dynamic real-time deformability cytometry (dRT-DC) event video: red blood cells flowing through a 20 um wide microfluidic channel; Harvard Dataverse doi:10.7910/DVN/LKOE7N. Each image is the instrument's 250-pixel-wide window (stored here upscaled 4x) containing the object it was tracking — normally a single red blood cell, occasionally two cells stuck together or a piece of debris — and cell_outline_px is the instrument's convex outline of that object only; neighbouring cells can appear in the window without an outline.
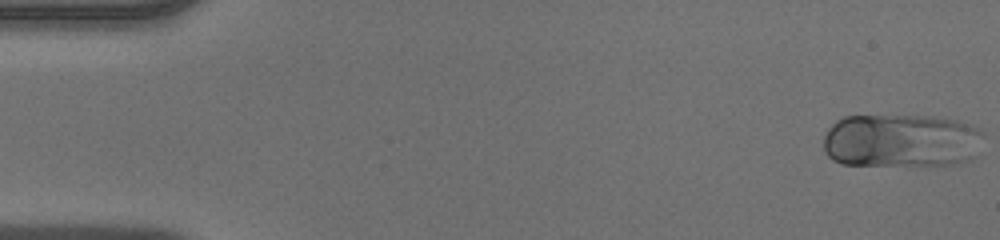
{"species": "human", "species_latin": "Homo sapiens", "temperature_condition": "warm", "stored_images_in_passage": 47, "camera_frame_rate_fps": 3000, "um_per_image_px": 0.085, "donor": {"sex": "male"}, "frame": {"image": 1, "passage_image": 1, "time_ms": 0.0, "image_size_px": [1000, 240], "cell_outline_px": [[984, 132], [976, 156], [972, 160], [956, 164], [840, 164], [832, 160], [824, 152], [824, 136], [828, 128], [836, 120], [844, 116], [932, 116], [956, 120], [972, 124], [980, 128]], "centroid_in_image_um": [76.63, 11.94], "position_along_channel_um": 8.4, "area_um2": 50.29}}
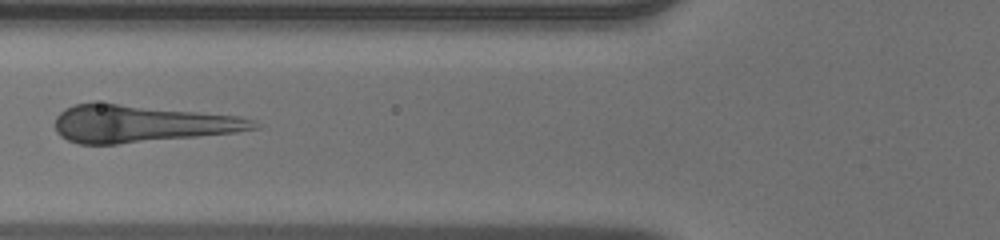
{"frame": {"image": 2, "passage_image": 18, "time_ms": 5.667, "image_size_px": [1000, 240], "cell_outline_px": [[260, 128], [236, 132], [116, 144], [80, 144], [68, 140], [60, 136], [56, 132], [56, 116], [64, 108], [76, 104], [120, 104], [236, 116], [252, 120]], "centroid_in_image_um": [11.95, 10.53], "position_along_channel_um": 113.8, "area_um2": 42.08}}
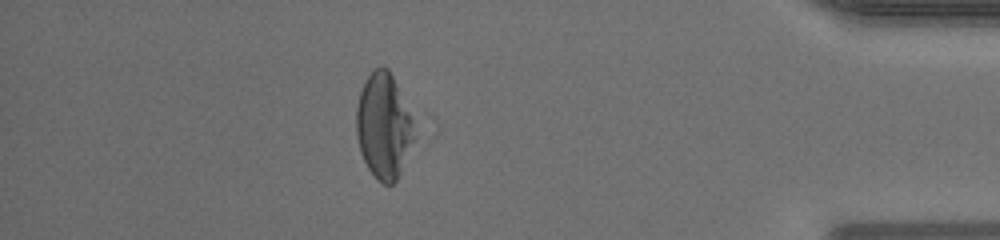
{"frame": {"image": 3, "passage_image": 41, "time_ms": 13.333, "image_size_px": [1000, 240], "cell_outline_px": [[416, 136], [400, 172], [396, 180], [392, 184], [384, 184], [368, 168], [360, 152], [356, 136], [356, 108], [360, 92], [364, 80], [380, 64], [384, 64], [388, 68], [392, 76], [408, 112]], "centroid_in_image_um": [32.58, 10.7], "position_along_channel_um": 402.6, "area_um2": 34.97}}